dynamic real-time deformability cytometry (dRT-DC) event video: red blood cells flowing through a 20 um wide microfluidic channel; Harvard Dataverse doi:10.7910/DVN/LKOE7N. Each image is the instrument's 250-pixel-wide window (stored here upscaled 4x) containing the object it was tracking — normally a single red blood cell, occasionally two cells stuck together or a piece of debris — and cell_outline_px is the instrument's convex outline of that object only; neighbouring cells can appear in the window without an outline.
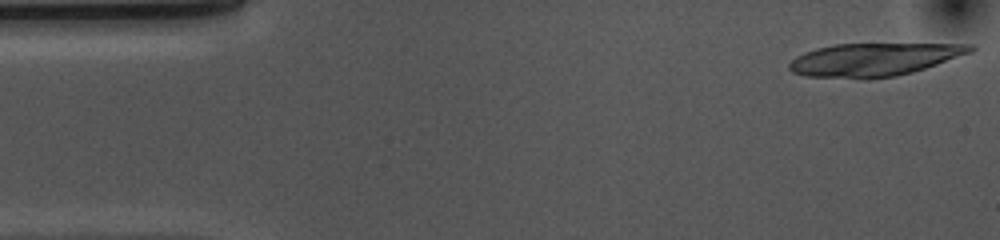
{"species": "common noctule bat (a hibernating species)", "species_latin": "Nyctalus noctula", "temperature_condition": "cold", "stored_images_in_passage": 15, "camera_frame_rate_fps": 3000, "um_per_image_px": 0.085, "animal": {"sex": "female", "body_mass_g": 10.0, "forearm_length_mm": 53.1}, "frame": {"image": 1, "passage_image": 1, "time_ms": 0.0, "image_size_px": [1000, 240], "cell_outline_px": [[976, 48], [972, 52], [912, 72], [896, 76], [804, 76], [792, 72], [788, 68], [788, 64], [796, 56], [804, 52], [816, 48], [832, 44], [972, 44]], "centroid_in_image_um": [74.28, 5.02], "position_along_channel_um": 10.7, "area_um2": 33.76}}